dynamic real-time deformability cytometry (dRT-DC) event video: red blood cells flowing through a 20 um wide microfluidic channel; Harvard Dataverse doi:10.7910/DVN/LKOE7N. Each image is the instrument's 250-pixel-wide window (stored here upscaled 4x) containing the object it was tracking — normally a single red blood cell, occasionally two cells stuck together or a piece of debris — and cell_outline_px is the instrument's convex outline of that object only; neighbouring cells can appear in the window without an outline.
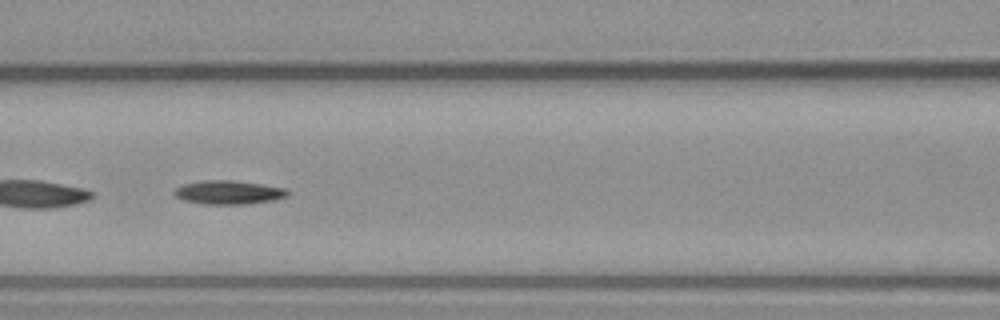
{"species": "common noctule bat (a hibernating species)", "species_latin": "Nyctalus noctula", "temperature_condition": "warm", "stored_images_in_passage": 49, "segment_of_instrument_passage": [2, 2], "camera_frame_rate_fps": 3000, "um_per_image_px": 0.085, "animal": {"sex": "male", "body_mass_g": 23.1, "forearm_length_mm": 52.7}, "frame": {"image": 1, "passage_image": 21, "time_ms": 6.667, "image_size_px": [1000, 320], "cell_outline_px": [[288, 196], [272, 200], [248, 204], [204, 204], [184, 200], [176, 196], [172, 192], [176, 188], [184, 184], [200, 180], [232, 180], [288, 188]], "centroid_in_image_um": [19.43, 16.35], "position_along_channel_um": 147.2, "area_um2": 15.66}}
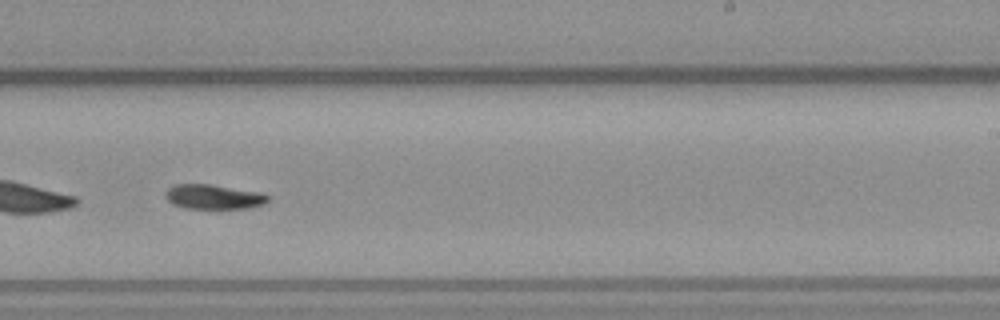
{"frame": {"image": 2, "passage_image": 30, "time_ms": 9.667, "image_size_px": [1000, 320], "cell_outline_px": [[268, 200], [264, 204], [252, 208], [184, 208], [172, 204], [168, 200], [164, 192], [168, 188], [176, 184], [212, 184], [256, 192], [268, 196]], "centroid_in_image_um": [18.11, 16.73], "position_along_channel_um": 270.9, "area_um2": 14.57}}
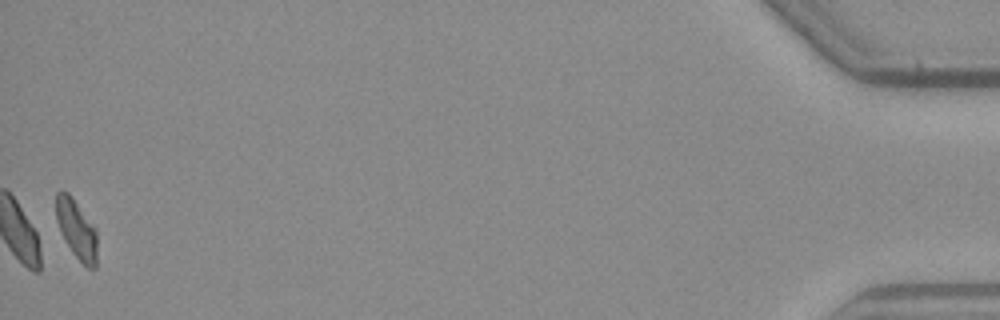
{"frame": {"image": 3, "passage_image": 49, "time_ms": 16.0, "image_size_px": [1000, 320], "cell_outline_px": [[96, 268], [88, 268], [72, 252], [64, 240], [60, 232], [56, 220], [56, 192], [68, 192], [96, 228]], "centroid_in_image_um": [6.49, 19.49], "position_along_channel_um": 428.7, "area_um2": 13.99}}